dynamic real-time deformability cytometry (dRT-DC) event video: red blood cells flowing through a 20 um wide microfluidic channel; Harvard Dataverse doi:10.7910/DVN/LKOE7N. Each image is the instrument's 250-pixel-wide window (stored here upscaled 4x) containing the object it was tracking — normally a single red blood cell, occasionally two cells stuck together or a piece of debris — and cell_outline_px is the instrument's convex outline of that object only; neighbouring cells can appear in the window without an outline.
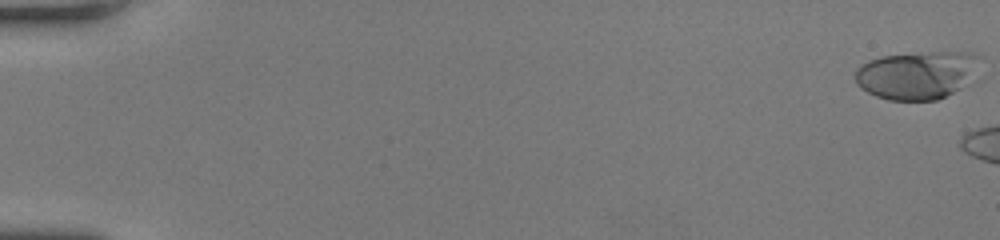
{"species": "human", "species_latin": "Homo sapiens", "temperature_condition": "room temperature", "stored_images_in_passage": 11, "camera_frame_rate_fps": 3000, "um_per_image_px": 0.085, "donor": {"sex": "female"}, "frame": {"image": 1, "passage_image": 1, "time_ms": 0.0, "image_size_px": [1000, 240], "cell_outline_px": [[980, 56], [960, 88], [936, 100], [888, 100], [876, 96], [868, 92], [856, 84], [856, 68], [868, 60], [880, 56], [936, 52], [968, 52]], "centroid_in_image_um": [77.82, 6.38], "position_along_channel_um": 7.2, "area_um2": 33.81}}